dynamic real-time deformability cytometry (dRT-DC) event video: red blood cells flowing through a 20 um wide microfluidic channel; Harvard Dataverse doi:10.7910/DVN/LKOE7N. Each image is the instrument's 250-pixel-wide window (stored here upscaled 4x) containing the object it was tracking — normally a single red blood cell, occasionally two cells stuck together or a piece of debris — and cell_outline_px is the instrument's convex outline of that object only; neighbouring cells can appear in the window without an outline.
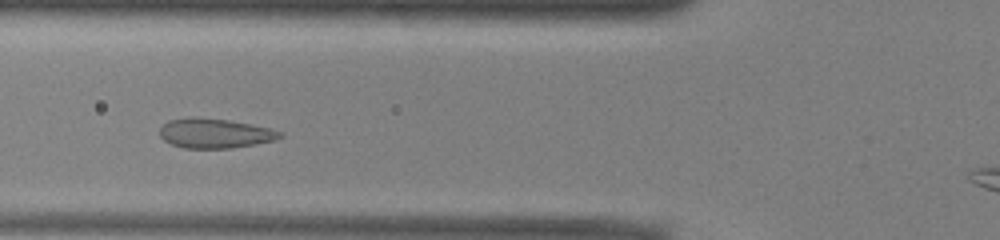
{"species": "common noctule bat (a hibernating species)", "species_latin": "Nyctalus noctula", "temperature_condition": "warm", "stored_images_in_passage": 36, "camera_frame_rate_fps": 3000, "um_per_image_px": 0.085, "animal": {"sex": "male", "body_mass_g": 13.0, "forearm_length_mm": 53.1}, "frame": {"image": 1, "passage_image": 9, "time_ms": 2.667, "image_size_px": [1000, 240], "cell_outline_px": [[284, 136], [276, 140], [256, 144], [232, 148], [184, 148], [172, 144], [164, 140], [160, 136], [160, 128], [168, 120], [188, 116], [196, 116], [228, 120], [268, 128], [284, 132]], "centroid_in_image_um": [18.26, 11.32], "position_along_channel_um": 107.5, "area_um2": 20.92}}
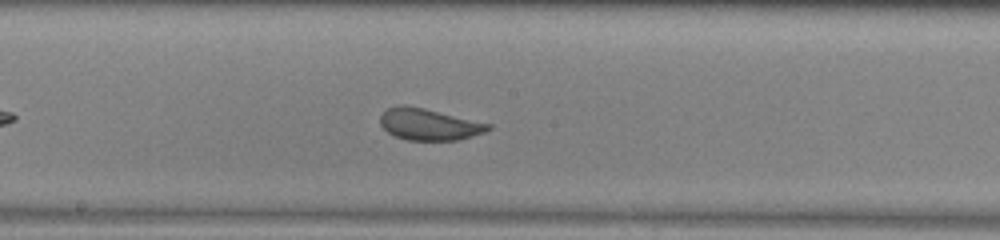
{"frame": {"image": 2, "passage_image": 17, "time_ms": 5.333, "image_size_px": [1000, 240], "cell_outline_px": [[492, 128], [484, 132], [472, 136], [456, 140], [408, 140], [396, 136], [388, 132], [380, 124], [380, 116], [388, 108], [400, 104], [404, 104], [424, 108], [492, 124]], "centroid_in_image_um": [36.47, 10.56], "position_along_channel_um": 211.7, "area_um2": 19.77}}
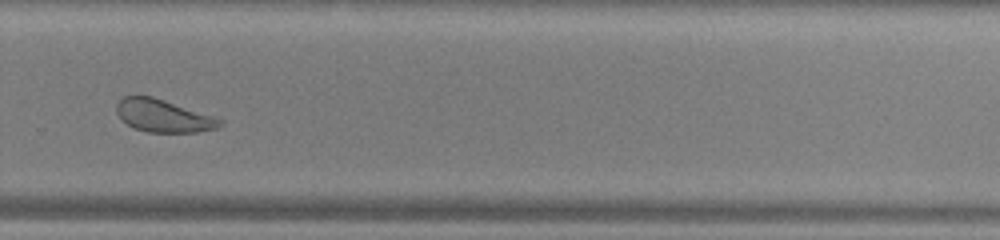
{"frame": {"image": 3, "passage_image": 25, "time_ms": 8.0, "image_size_px": [1000, 240], "cell_outline_px": [[224, 120], [216, 128], [196, 132], [148, 132], [136, 128], [120, 120], [116, 112], [116, 104], [124, 96], [152, 96]], "centroid_in_image_um": [13.83, 9.84], "position_along_channel_um": 316.0, "area_um2": 19.31}, "authors_computed_cell_mechanics": {"area_um2": 20.7502, "velocity_mm_per_s": 3.9094, "shape_relaxation_time_tau1_ms": 5.1478, "shape_relaxation_time_tau2_ms": null, "deformation_change_tau1": 0.1126, "deformation_change_tau2": null}}